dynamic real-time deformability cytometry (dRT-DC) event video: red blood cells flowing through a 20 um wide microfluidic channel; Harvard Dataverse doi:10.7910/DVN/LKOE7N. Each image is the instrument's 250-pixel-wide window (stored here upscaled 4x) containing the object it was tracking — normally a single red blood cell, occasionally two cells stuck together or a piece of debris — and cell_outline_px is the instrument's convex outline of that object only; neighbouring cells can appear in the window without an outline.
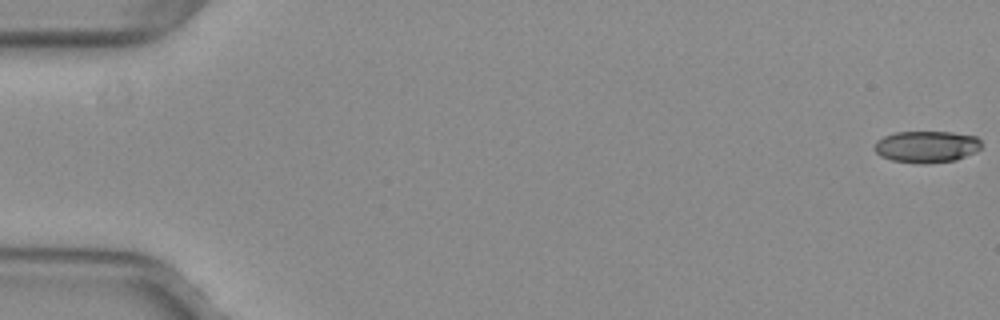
{"species": "common noctule bat (a hibernating species)", "species_latin": "Nyctalus noctula", "temperature_condition": "warm", "stored_images_in_passage": 53, "camera_frame_rate_fps": 3000, "um_per_image_px": 0.085, "animal": {"sex": "female", "body_mass_g": 29.2, "forearm_length_mm": 56.3}, "frame": {"image": 1, "passage_image": 1, "time_ms": 0.0, "image_size_px": [1000, 320], "cell_outline_px": [[980, 148], [976, 152], [956, 160], [924, 164], [892, 160], [880, 156], [872, 148], [876, 140], [884, 136], [896, 132], [952, 132], [976, 136], [980, 140]], "centroid_in_image_um": [78.74, 12.47], "position_along_channel_um": 6.3, "area_um2": 19.88}}
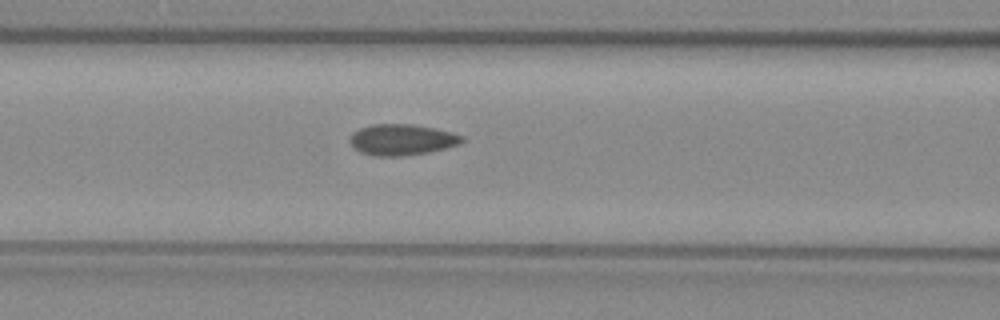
{"frame": {"image": 2, "passage_image": 23, "time_ms": 7.333, "image_size_px": [1000, 320], "cell_outline_px": [[464, 140], [460, 144], [428, 152], [404, 156], [376, 156], [360, 152], [348, 140], [352, 132], [360, 128], [372, 124], [412, 124], [436, 128], [452, 132], [464, 136]], "centroid_in_image_um": [34.16, 11.86], "position_along_channel_um": 132.4, "area_um2": 20.35}}
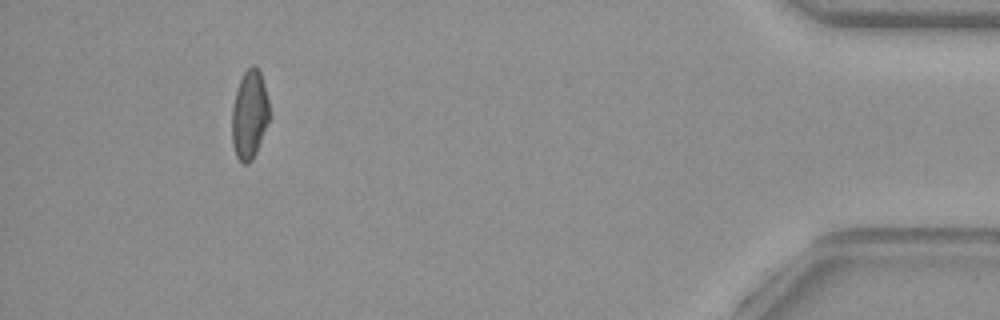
{"frame": {"image": 3, "passage_image": 49, "time_ms": 16.0, "image_size_px": [1000, 320], "cell_outline_px": [[272, 116], [256, 152], [252, 160], [248, 164], [244, 164], [236, 156], [232, 144], [232, 108], [236, 88], [244, 72], [252, 64], [256, 64], [260, 72], [264, 84]], "centroid_in_image_um": [21.22, 9.74], "position_along_channel_um": 414.0, "area_um2": 19.77}, "authors_computed_cell_mechanics": {"area_um2": 19.7098, "velocity_mm_per_s": 4.0138, "shape_relaxation_time_tau1_ms": null, "shape_relaxation_time_tau2_ms": 1.3052, "deformation_change_tau1": null, "deformation_change_tau2": 0.0705}}